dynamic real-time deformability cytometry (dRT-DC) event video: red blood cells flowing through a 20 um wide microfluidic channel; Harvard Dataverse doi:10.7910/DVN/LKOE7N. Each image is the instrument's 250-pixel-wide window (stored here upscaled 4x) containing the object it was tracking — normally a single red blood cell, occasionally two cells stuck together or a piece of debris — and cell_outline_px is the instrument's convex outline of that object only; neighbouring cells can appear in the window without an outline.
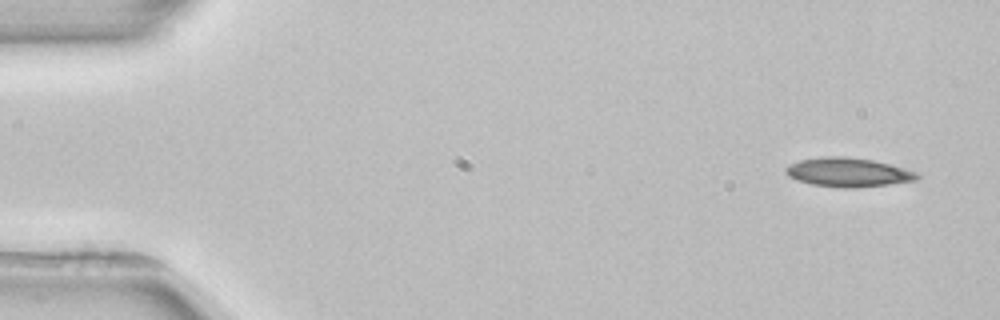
{"species": "common noctule bat (a hibernating species)", "species_latin": "Nyctalus noctula", "temperature_condition": "room temperature", "stored_images_in_passage": 4, "camera_frame_rate_fps": 3000, "um_per_image_px": 0.085, "animal": {"sex": "female", "body_mass_g": 22.7, "forearm_length_mm": 54.2}, "frame": {"image": 1, "passage_image": 1, "time_ms": 0.0, "image_size_px": [1000, 320], "cell_outline_px": [[920, 176], [916, 180], [888, 184], [852, 188], [844, 188], [812, 184], [796, 180], [788, 176], [784, 172], [784, 168], [788, 164], [800, 160], [820, 156], [844, 156], [876, 160], [904, 168], [916, 172]], "centroid_in_image_um": [72.04, 14.63], "position_along_channel_um": 13.0, "area_um2": 22.37}}
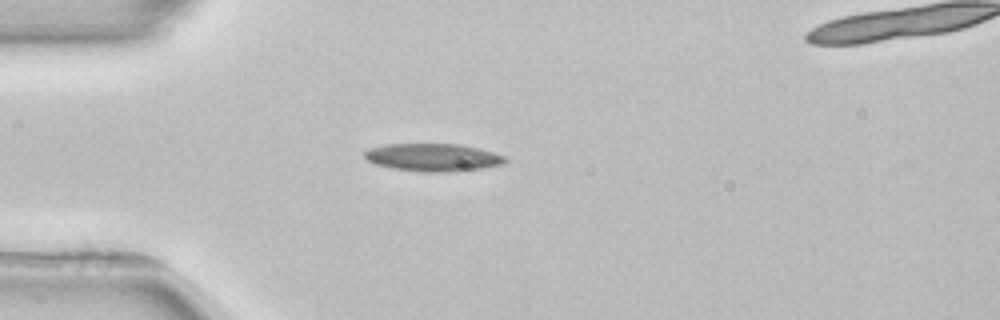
{"frame": {"image": 2, "passage_image": 3, "time_ms": 3.667, "image_size_px": [1000, 320], "cell_outline_px": [[508, 160], [504, 164], [460, 172], [424, 172], [392, 168], [376, 164], [368, 160], [364, 156], [364, 152], [368, 148], [388, 144], [460, 144], [480, 148], [504, 156]], "centroid_in_image_um": [36.84, 13.38], "position_along_channel_um": 48.2, "area_um2": 22.89}}